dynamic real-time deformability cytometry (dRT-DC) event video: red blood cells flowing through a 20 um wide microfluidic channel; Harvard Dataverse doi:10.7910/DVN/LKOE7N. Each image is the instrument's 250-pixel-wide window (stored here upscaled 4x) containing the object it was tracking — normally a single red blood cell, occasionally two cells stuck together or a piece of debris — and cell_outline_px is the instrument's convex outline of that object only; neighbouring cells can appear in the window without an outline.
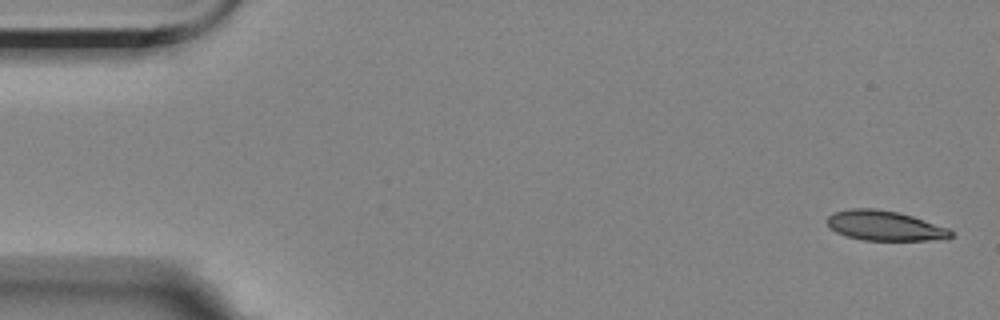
{"species": "Egyptian fruit bat (a non-hibernating species)", "species_latin": "Rousettus aegyptiacus", "temperature_condition": "room temperature", "stored_images_in_passage": 6, "segment_of_instrument_passage": [1, 2], "camera_frame_rate_fps": 3000, "um_per_image_px": 0.085, "animal": {"sex": "female"}, "frame": {"image": 1, "passage_image": 1, "time_ms": 0.0, "image_size_px": [1000, 320], "cell_outline_px": [[956, 236], [944, 240], [864, 240], [848, 236], [836, 232], [828, 224], [828, 216], [832, 212], [848, 208], [876, 208], [900, 212], [948, 228], [956, 232]], "centroid_in_image_um": [75.27, 19.18], "position_along_channel_um": 9.7, "area_um2": 21.79}}
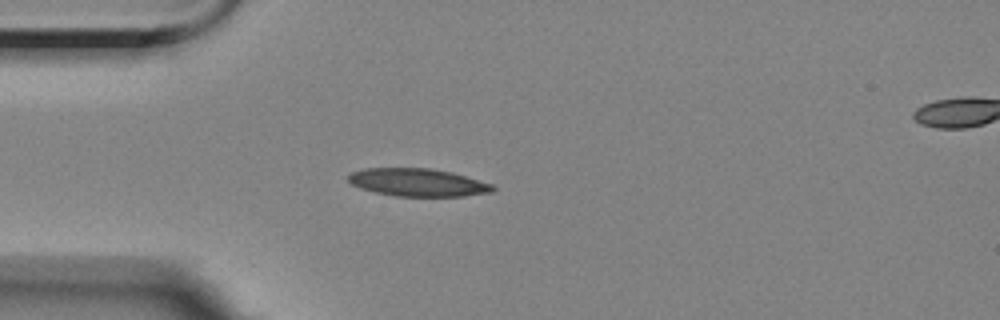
{"frame": {"image": 2, "passage_image": 5, "time_ms": 4.333, "image_size_px": [1000, 320], "cell_outline_px": [[496, 188], [492, 192], [464, 196], [396, 196], [376, 192], [360, 188], [352, 184], [348, 180], [348, 176], [352, 172], [364, 168], [428, 168], [452, 172], [492, 184]], "centroid_in_image_um": [35.51, 15.5], "position_along_channel_um": 49.5, "area_um2": 23.29}}